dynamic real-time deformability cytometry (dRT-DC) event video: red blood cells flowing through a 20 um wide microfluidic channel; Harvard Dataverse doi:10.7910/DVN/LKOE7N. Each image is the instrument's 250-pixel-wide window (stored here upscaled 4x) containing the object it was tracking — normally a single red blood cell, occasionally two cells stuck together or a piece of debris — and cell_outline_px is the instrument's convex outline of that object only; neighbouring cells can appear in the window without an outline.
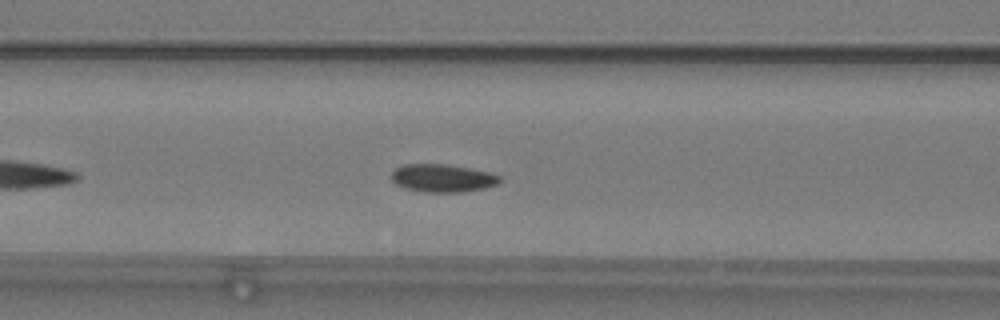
{"species": "common noctule bat (a hibernating species)", "species_latin": "Nyctalus noctula", "temperature_condition": "warm", "stored_images_in_passage": 36, "camera_frame_rate_fps": 3000, "um_per_image_px": 0.085, "animal": {"sex": "male", "body_mass_g": 19.2, "forearm_length_mm": 51.8}, "frame": {"image": 1, "passage_image": 10, "time_ms": 3.0, "image_size_px": [1000, 320], "cell_outline_px": [[500, 184], [484, 188], [460, 192], [424, 192], [404, 188], [396, 184], [392, 180], [392, 172], [396, 168], [404, 164], [448, 164], [492, 172], [500, 176]], "centroid_in_image_um": [37.64, 15.13], "position_along_channel_um": 129.0, "area_um2": 17.74}}
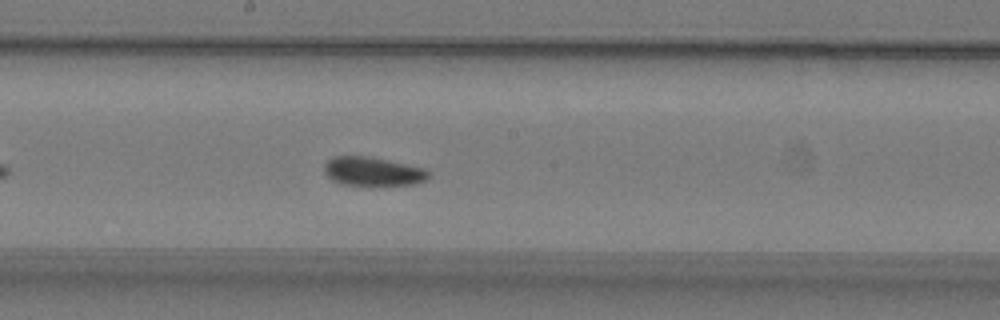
{"frame": {"image": 2, "passage_image": 17, "time_ms": 5.333, "image_size_px": [1000, 320], "cell_outline_px": [[428, 176], [424, 180], [412, 184], [340, 184], [332, 180], [324, 172], [324, 164], [332, 156], [364, 156], [424, 168], [428, 172]], "centroid_in_image_um": [31.6, 14.56], "position_along_channel_um": 216.6, "area_um2": 16.88}}
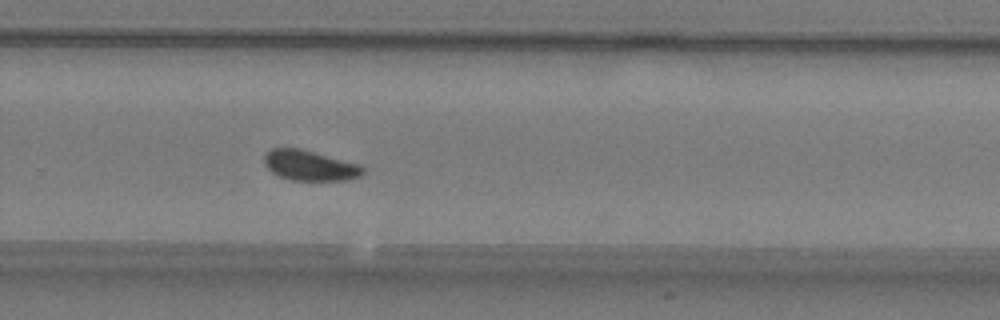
{"frame": {"image": 3, "passage_image": 24, "time_ms": 7.667, "image_size_px": [1000, 320], "cell_outline_px": [[364, 172], [360, 176], [348, 180], [292, 180], [280, 176], [272, 172], [264, 164], [264, 156], [272, 148], [296, 148], [312, 152], [356, 164], [364, 168]], "centroid_in_image_um": [26.3, 14.08], "position_along_channel_um": 303.5, "area_um2": 16.88}, "authors_computed_cell_mechanics": {"area_um2": 17.8602, "velocity_mm_per_s": 3.7474, "shape_relaxation_time_tau1_ms": 8.2999, "shape_relaxation_time_tau2_ms": 1.6523, "deformation_change_tau1": 0.1381, "deformation_change_tau2": 0.0528}}